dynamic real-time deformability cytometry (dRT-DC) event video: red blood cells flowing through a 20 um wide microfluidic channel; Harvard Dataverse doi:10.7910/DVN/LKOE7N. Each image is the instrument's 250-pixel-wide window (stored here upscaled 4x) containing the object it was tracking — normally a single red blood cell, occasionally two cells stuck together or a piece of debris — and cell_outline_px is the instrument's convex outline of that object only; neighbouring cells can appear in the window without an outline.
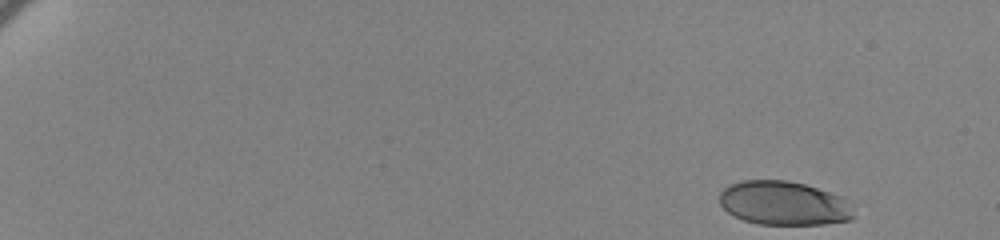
{"species": "human", "species_latin": "Homo sapiens", "temperature_condition": "cold", "stored_images_in_passage": 51, "camera_frame_rate_fps": 3000, "um_per_image_px": 0.085, "donor": {"sex": "female"}, "frame": {"image": 1, "passage_image": 1, "time_ms": 0.0, "image_size_px": [1000, 240], "cell_outline_px": [[856, 216], [852, 220], [824, 224], [760, 224], [744, 220], [728, 212], [720, 204], [720, 192], [728, 184], [744, 180], [788, 180], [804, 184], [840, 196], [844, 200]], "centroid_in_image_um": [66.6, 17.27], "position_along_channel_um": 18.4, "area_um2": 34.1}}
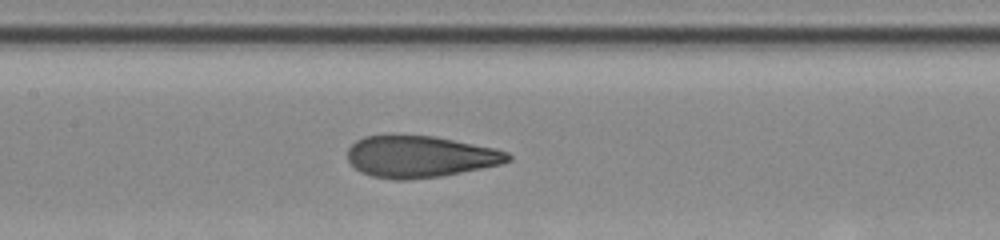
{"frame": {"image": 2, "passage_image": 29, "time_ms": 9.333, "image_size_px": [1000, 240], "cell_outline_px": [[512, 160], [500, 164], [440, 176], [408, 180], [392, 180], [372, 176], [360, 172], [348, 160], [348, 148], [356, 140], [364, 136], [392, 132], [432, 136], [496, 148], [508, 152], [512, 156]], "centroid_in_image_um": [35.65, 13.28], "position_along_channel_um": 171.7, "area_um2": 39.65}}
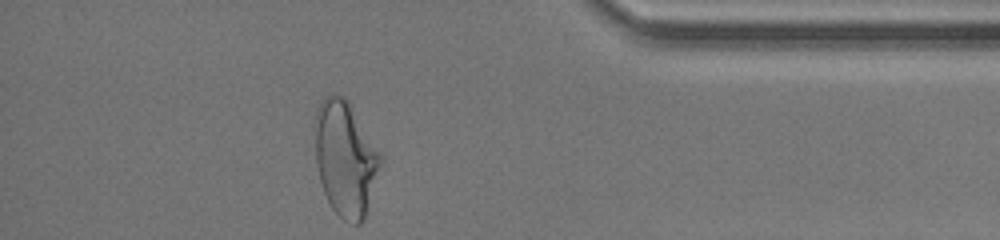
{"frame": {"image": 3, "passage_image": 51, "time_ms": 16.667, "image_size_px": [1000, 240], "cell_outline_px": [[384, 160], [364, 220], [360, 224], [352, 224], [344, 220], [332, 208], [324, 192], [320, 180], [316, 164], [316, 108], [324, 96], [344, 96], [348, 100], [384, 156]], "centroid_in_image_um": [29.41, 13.49], "position_along_channel_um": 405.8, "area_um2": 44.22}, "authors_computed_cell_mechanics": {"area_um2": 38.8994, "velocity_mm_per_s": 3.4491, "shape_relaxation_time_tau1_ms": 5.0117, "shape_relaxation_time_tau2_ms": 0.8748, "deformation_change_tau1": 0.1945, "deformation_change_tau2": 0.0815}}